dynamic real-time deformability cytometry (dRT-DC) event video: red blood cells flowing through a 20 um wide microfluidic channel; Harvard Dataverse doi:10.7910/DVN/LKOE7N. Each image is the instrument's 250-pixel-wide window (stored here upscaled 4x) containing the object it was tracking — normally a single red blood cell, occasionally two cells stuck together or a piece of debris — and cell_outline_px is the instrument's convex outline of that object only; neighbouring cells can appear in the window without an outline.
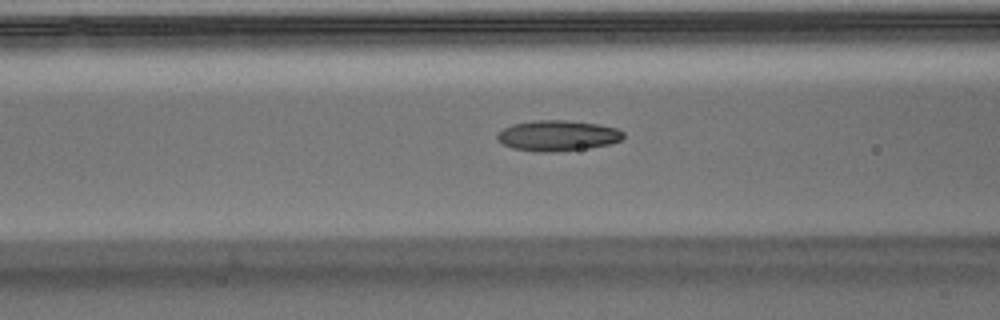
{"species": "Egyptian fruit bat (a non-hibernating species)", "species_latin": "Rousettus aegyptiacus", "temperature_condition": "warm", "stored_images_in_passage": 32, "camera_frame_rate_fps": 3000, "um_per_image_px": 0.085, "animal": {"sex": "male"}, "frame": {"image": 1, "passage_image": 9, "time_ms": 2.667, "image_size_px": [1000, 320], "cell_outline_px": [[624, 136], [620, 140], [608, 144], [588, 148], [556, 152], [536, 152], [512, 148], [496, 140], [496, 136], [504, 128], [512, 124], [532, 120], [564, 120], [600, 124], [616, 128], [624, 132]], "centroid_in_image_um": [47.38, 11.53], "position_along_channel_um": 119.2, "area_um2": 22.6}}
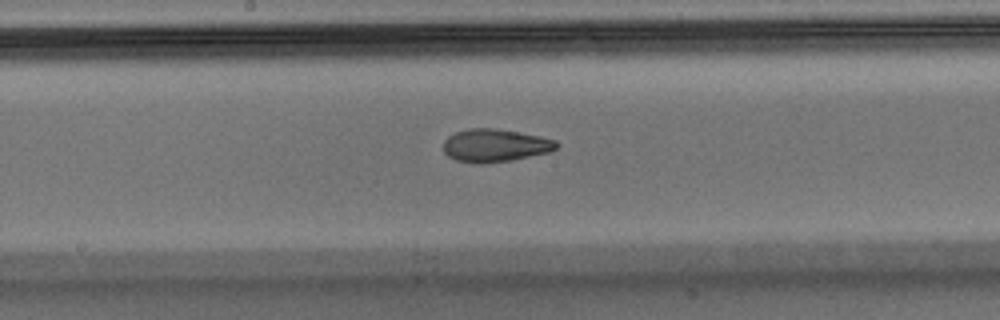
{"frame": {"image": 2, "passage_image": 15, "time_ms": 4.667, "image_size_px": [1000, 320], "cell_outline_px": [[560, 144], [556, 148], [548, 152], [508, 160], [484, 164], [476, 164], [456, 160], [448, 156], [444, 152], [444, 140], [448, 136], [456, 132], [468, 128], [496, 128], [540, 136], [556, 140]], "centroid_in_image_um": [42.05, 12.36], "position_along_channel_um": 206.1, "area_um2": 21.62}}
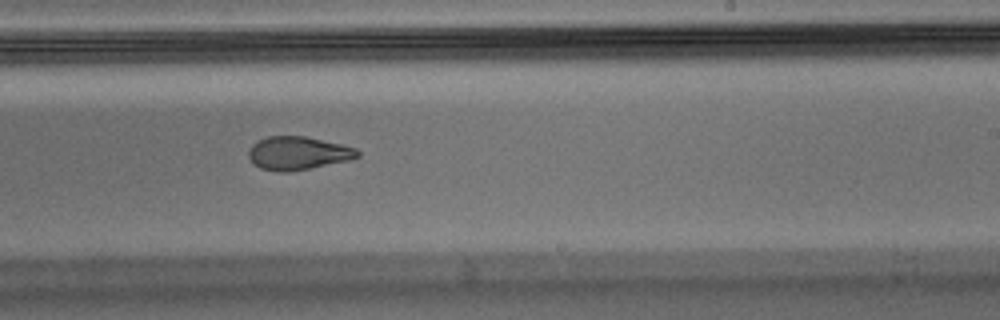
{"frame": {"image": 3, "passage_image": 19, "time_ms": 6.0, "image_size_px": [1000, 320], "cell_outline_px": [[360, 156], [348, 160], [288, 172], [280, 172], [260, 168], [252, 164], [248, 156], [248, 152], [252, 144], [268, 136], [304, 136], [340, 144], [356, 148], [360, 152]], "centroid_in_image_um": [25.29, 13.02], "position_along_channel_um": 263.7, "area_um2": 20.92}}